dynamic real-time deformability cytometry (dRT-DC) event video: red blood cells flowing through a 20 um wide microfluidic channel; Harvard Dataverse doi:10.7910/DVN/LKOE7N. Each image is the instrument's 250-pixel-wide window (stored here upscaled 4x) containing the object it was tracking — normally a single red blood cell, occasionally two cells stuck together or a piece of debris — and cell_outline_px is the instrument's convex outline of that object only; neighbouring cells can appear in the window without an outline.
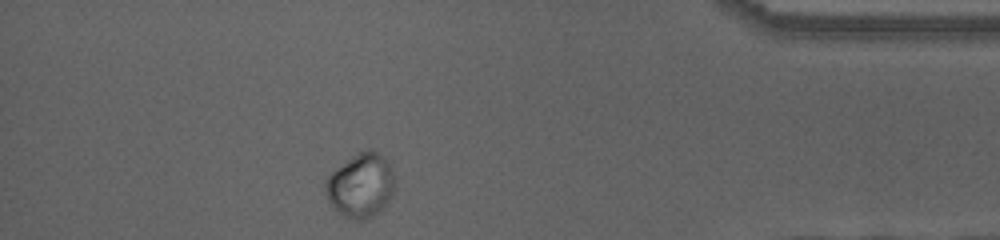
{"species": "human", "species_latin": "Homo sapiens", "temperature_condition": "cold", "stored_images_in_passage": 38, "camera_frame_rate_fps": 3000, "um_per_image_px": 0.085, "donor": {"sex": "female"}, "frame": {"image": 1, "passage_image": 33, "time_ms": 10.667, "image_size_px": [1000, 240], "cell_outline_px": [[396, 188], [392, 196], [372, 216], [364, 220], [352, 220], [340, 216], [332, 208], [328, 200], [324, 188], [324, 184], [328, 176], [332, 172], [352, 156], [368, 148], [372, 148], [388, 164], [396, 176]], "centroid_in_image_um": [30.65, 15.79], "position_along_channel_um": 404.6, "area_um2": 26.01}}